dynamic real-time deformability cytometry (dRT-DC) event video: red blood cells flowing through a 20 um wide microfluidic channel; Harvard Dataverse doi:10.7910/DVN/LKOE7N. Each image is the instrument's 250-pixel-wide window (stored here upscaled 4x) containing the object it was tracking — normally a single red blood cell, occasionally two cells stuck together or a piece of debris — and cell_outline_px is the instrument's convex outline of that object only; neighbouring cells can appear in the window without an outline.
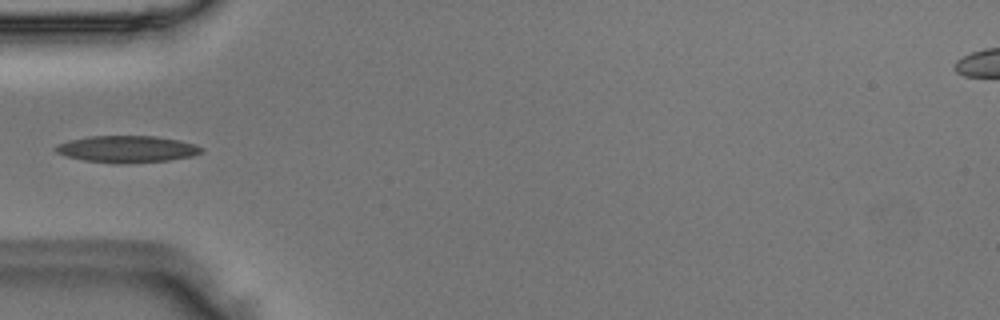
{"species": "Egyptian fruit bat (a non-hibernating species)", "species_latin": "Rousettus aegyptiacus", "temperature_condition": "room temperature", "stored_images_in_passage": 35, "camera_frame_rate_fps": 3000, "um_per_image_px": 0.085, "animal": {"sex": "male"}, "frame": {"image": 1, "passage_image": 1, "time_ms": 0.0, "image_size_px": [1000, 320], "cell_outline_px": [[204, 152], [192, 156], [168, 160], [120, 164], [116, 164], [84, 160], [68, 156], [56, 152], [52, 148], [56, 144], [68, 140], [88, 136], [156, 136], [180, 140], [196, 144], [204, 148]], "centroid_in_image_um": [10.8, 12.67], "position_along_channel_um": 74.2, "area_um2": 23.0}}
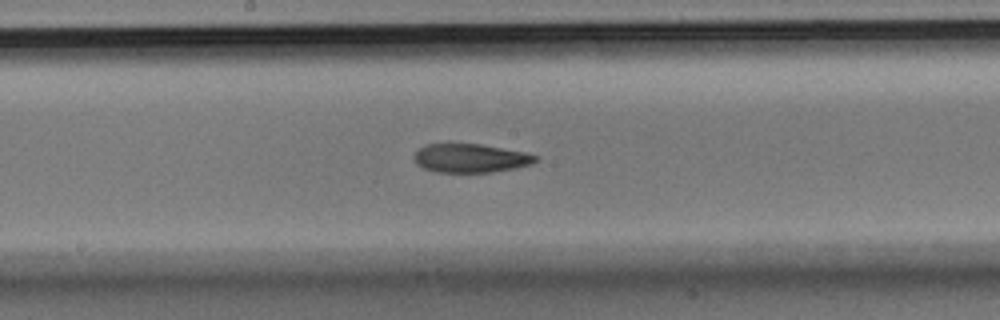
{"frame": {"image": 2, "passage_image": 11, "time_ms": 3.333, "image_size_px": [1000, 320], "cell_outline_px": [[540, 156], [532, 164], [516, 168], [492, 172], [436, 172], [424, 168], [416, 164], [412, 156], [424, 144], [480, 144], [524, 152]], "centroid_in_image_um": [39.98, 13.45], "position_along_channel_um": 208.2, "area_um2": 20.35}}
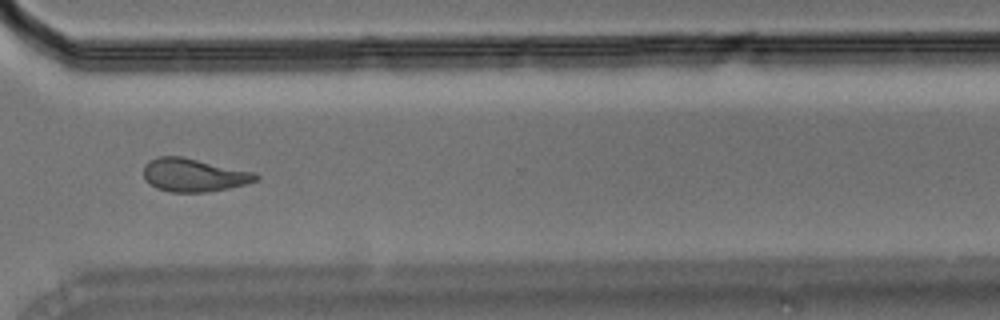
{"frame": {"image": 3, "passage_image": 22, "time_ms": 7.0, "image_size_px": [1000, 320], "cell_outline_px": [[260, 176], [256, 180], [244, 184], [228, 188], [204, 192], [168, 192], [156, 188], [148, 184], [144, 180], [144, 164], [148, 160], [156, 156], [184, 156], [256, 172]], "centroid_in_image_um": [16.43, 14.86], "position_along_channel_um": 354.2, "area_um2": 22.08}}